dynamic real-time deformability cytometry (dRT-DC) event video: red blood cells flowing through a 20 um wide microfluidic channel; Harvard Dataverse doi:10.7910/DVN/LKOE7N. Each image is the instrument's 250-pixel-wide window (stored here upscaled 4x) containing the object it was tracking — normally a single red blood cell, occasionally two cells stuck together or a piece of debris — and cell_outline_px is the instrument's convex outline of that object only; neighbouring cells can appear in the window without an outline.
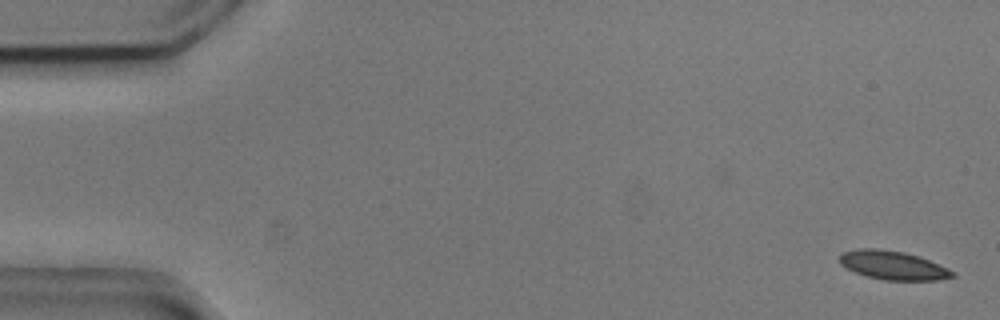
{"species": "common noctule bat (a hibernating species)", "species_latin": "Nyctalus noctula", "temperature_condition": "cold", "stored_images_in_passage": 3, "camera_frame_rate_fps": 3000, "um_per_image_px": 0.085, "animal": {"sex": "male", "body_mass_g": 20.5, "forearm_length_mm": 52.5}, "frame": {"image": 1, "passage_image": 1, "time_ms": 0.0, "image_size_px": [1000, 320], "cell_outline_px": [[956, 276], [940, 280], [884, 280], [868, 276], [856, 272], [840, 264], [840, 252], [860, 248], [880, 248], [904, 252], [920, 256], [948, 268], [956, 272]], "centroid_in_image_um": [75.94, 22.54], "position_along_channel_um": 9.1, "area_um2": 19.02}}